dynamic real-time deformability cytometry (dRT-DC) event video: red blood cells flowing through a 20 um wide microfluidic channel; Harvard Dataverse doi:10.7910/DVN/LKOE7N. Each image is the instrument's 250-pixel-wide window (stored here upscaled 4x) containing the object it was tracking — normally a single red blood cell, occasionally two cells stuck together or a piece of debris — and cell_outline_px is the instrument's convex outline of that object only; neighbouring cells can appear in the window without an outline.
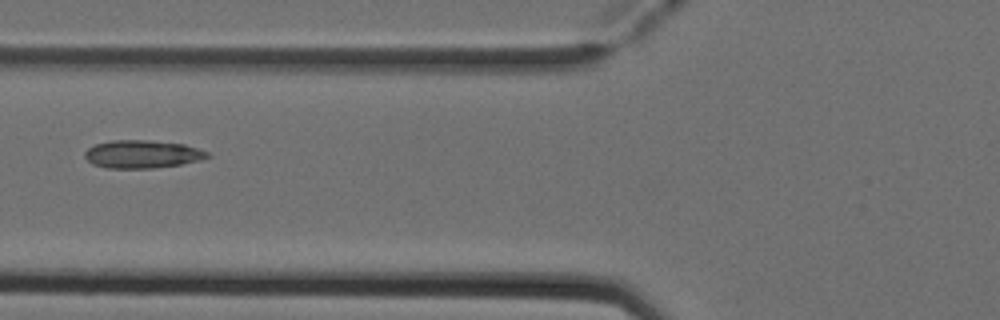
{"species": "Egyptian fruit bat (a non-hibernating species)", "species_latin": "Rousettus aegyptiacus", "temperature_condition": "cold", "stored_images_in_passage": 6, "camera_frame_rate_fps": 3000, "um_per_image_px": 0.085, "animal": {"sex": "female"}, "frame": {"image": 1, "passage_image": 6, "time_ms": 1.667, "image_size_px": [1000, 320], "cell_outline_px": [[212, 156], [200, 160], [180, 164], [156, 168], [108, 168], [92, 164], [84, 156], [84, 152], [88, 148], [96, 144], [112, 140], [148, 140], [184, 144], [208, 152]], "centroid_in_image_um": [12.09, 13.1], "position_along_channel_um": 113.7, "area_um2": 19.94}}